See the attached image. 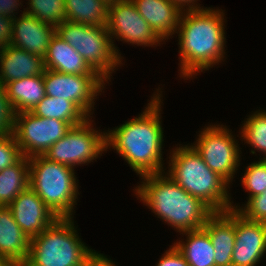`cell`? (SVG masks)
I'll use <instances>...</instances> for the list:
<instances>
[{
	"mask_svg": "<svg viewBox=\"0 0 266 266\" xmlns=\"http://www.w3.org/2000/svg\"><path fill=\"white\" fill-rule=\"evenodd\" d=\"M108 6L103 0H65L67 21L106 27Z\"/></svg>",
	"mask_w": 266,
	"mask_h": 266,
	"instance_id": "24",
	"label": "cell"
},
{
	"mask_svg": "<svg viewBox=\"0 0 266 266\" xmlns=\"http://www.w3.org/2000/svg\"><path fill=\"white\" fill-rule=\"evenodd\" d=\"M29 157L22 156L16 163L0 171V206H8L29 187Z\"/></svg>",
	"mask_w": 266,
	"mask_h": 266,
	"instance_id": "23",
	"label": "cell"
},
{
	"mask_svg": "<svg viewBox=\"0 0 266 266\" xmlns=\"http://www.w3.org/2000/svg\"><path fill=\"white\" fill-rule=\"evenodd\" d=\"M241 130L242 140L252 147L251 153L256 154L255 150H259L266 156V111L259 110L252 113L244 121Z\"/></svg>",
	"mask_w": 266,
	"mask_h": 266,
	"instance_id": "26",
	"label": "cell"
},
{
	"mask_svg": "<svg viewBox=\"0 0 266 266\" xmlns=\"http://www.w3.org/2000/svg\"><path fill=\"white\" fill-rule=\"evenodd\" d=\"M43 78L46 96L72 101L88 117L94 109L95 99L106 84L99 75L65 74L48 69H45Z\"/></svg>",
	"mask_w": 266,
	"mask_h": 266,
	"instance_id": "11",
	"label": "cell"
},
{
	"mask_svg": "<svg viewBox=\"0 0 266 266\" xmlns=\"http://www.w3.org/2000/svg\"><path fill=\"white\" fill-rule=\"evenodd\" d=\"M90 117L72 126L67 134L54 143L44 154L51 161L70 167L96 160L106 150V132L92 128Z\"/></svg>",
	"mask_w": 266,
	"mask_h": 266,
	"instance_id": "8",
	"label": "cell"
},
{
	"mask_svg": "<svg viewBox=\"0 0 266 266\" xmlns=\"http://www.w3.org/2000/svg\"><path fill=\"white\" fill-rule=\"evenodd\" d=\"M186 13V14H185ZM224 12L215 8L183 10L178 25L180 76L190 79L225 57Z\"/></svg>",
	"mask_w": 266,
	"mask_h": 266,
	"instance_id": "2",
	"label": "cell"
},
{
	"mask_svg": "<svg viewBox=\"0 0 266 266\" xmlns=\"http://www.w3.org/2000/svg\"><path fill=\"white\" fill-rule=\"evenodd\" d=\"M44 65L45 69L65 74L98 75L85 59L56 33L50 39Z\"/></svg>",
	"mask_w": 266,
	"mask_h": 266,
	"instance_id": "19",
	"label": "cell"
},
{
	"mask_svg": "<svg viewBox=\"0 0 266 266\" xmlns=\"http://www.w3.org/2000/svg\"><path fill=\"white\" fill-rule=\"evenodd\" d=\"M22 154L13 134L0 137V171L16 163Z\"/></svg>",
	"mask_w": 266,
	"mask_h": 266,
	"instance_id": "31",
	"label": "cell"
},
{
	"mask_svg": "<svg viewBox=\"0 0 266 266\" xmlns=\"http://www.w3.org/2000/svg\"><path fill=\"white\" fill-rule=\"evenodd\" d=\"M163 254L156 266H189L182 253L175 247L170 246Z\"/></svg>",
	"mask_w": 266,
	"mask_h": 266,
	"instance_id": "32",
	"label": "cell"
},
{
	"mask_svg": "<svg viewBox=\"0 0 266 266\" xmlns=\"http://www.w3.org/2000/svg\"><path fill=\"white\" fill-rule=\"evenodd\" d=\"M28 5L25 13L55 28L67 21L65 0H28Z\"/></svg>",
	"mask_w": 266,
	"mask_h": 266,
	"instance_id": "27",
	"label": "cell"
},
{
	"mask_svg": "<svg viewBox=\"0 0 266 266\" xmlns=\"http://www.w3.org/2000/svg\"><path fill=\"white\" fill-rule=\"evenodd\" d=\"M8 207L15 222L29 239L36 237L58 218L30 187L21 192Z\"/></svg>",
	"mask_w": 266,
	"mask_h": 266,
	"instance_id": "14",
	"label": "cell"
},
{
	"mask_svg": "<svg viewBox=\"0 0 266 266\" xmlns=\"http://www.w3.org/2000/svg\"><path fill=\"white\" fill-rule=\"evenodd\" d=\"M72 128L68 122L35 116L31 112L15 114L16 138L22 156L44 155Z\"/></svg>",
	"mask_w": 266,
	"mask_h": 266,
	"instance_id": "10",
	"label": "cell"
},
{
	"mask_svg": "<svg viewBox=\"0 0 266 266\" xmlns=\"http://www.w3.org/2000/svg\"><path fill=\"white\" fill-rule=\"evenodd\" d=\"M105 3H107L108 5L113 4L114 2L118 1V0H103Z\"/></svg>",
	"mask_w": 266,
	"mask_h": 266,
	"instance_id": "37",
	"label": "cell"
},
{
	"mask_svg": "<svg viewBox=\"0 0 266 266\" xmlns=\"http://www.w3.org/2000/svg\"><path fill=\"white\" fill-rule=\"evenodd\" d=\"M249 198L261 194L266 189V159H260L246 167L244 176L241 178Z\"/></svg>",
	"mask_w": 266,
	"mask_h": 266,
	"instance_id": "28",
	"label": "cell"
},
{
	"mask_svg": "<svg viewBox=\"0 0 266 266\" xmlns=\"http://www.w3.org/2000/svg\"><path fill=\"white\" fill-rule=\"evenodd\" d=\"M29 177V187L56 217L73 218L79 194L73 167L35 155L29 157Z\"/></svg>",
	"mask_w": 266,
	"mask_h": 266,
	"instance_id": "6",
	"label": "cell"
},
{
	"mask_svg": "<svg viewBox=\"0 0 266 266\" xmlns=\"http://www.w3.org/2000/svg\"><path fill=\"white\" fill-rule=\"evenodd\" d=\"M238 207L233 205L231 209L236 210L245 219L266 223V189L263 193L248 198L244 208L239 205Z\"/></svg>",
	"mask_w": 266,
	"mask_h": 266,
	"instance_id": "29",
	"label": "cell"
},
{
	"mask_svg": "<svg viewBox=\"0 0 266 266\" xmlns=\"http://www.w3.org/2000/svg\"><path fill=\"white\" fill-rule=\"evenodd\" d=\"M0 266H21V265L13 259L0 257Z\"/></svg>",
	"mask_w": 266,
	"mask_h": 266,
	"instance_id": "36",
	"label": "cell"
},
{
	"mask_svg": "<svg viewBox=\"0 0 266 266\" xmlns=\"http://www.w3.org/2000/svg\"><path fill=\"white\" fill-rule=\"evenodd\" d=\"M232 266H256L266 253V223L245 219L235 210Z\"/></svg>",
	"mask_w": 266,
	"mask_h": 266,
	"instance_id": "13",
	"label": "cell"
},
{
	"mask_svg": "<svg viewBox=\"0 0 266 266\" xmlns=\"http://www.w3.org/2000/svg\"><path fill=\"white\" fill-rule=\"evenodd\" d=\"M30 240L15 222L8 206H0V257L18 262L21 266L27 261Z\"/></svg>",
	"mask_w": 266,
	"mask_h": 266,
	"instance_id": "20",
	"label": "cell"
},
{
	"mask_svg": "<svg viewBox=\"0 0 266 266\" xmlns=\"http://www.w3.org/2000/svg\"><path fill=\"white\" fill-rule=\"evenodd\" d=\"M20 0H0V15L7 16L11 19H15L14 14L19 5H22ZM20 3V4H19Z\"/></svg>",
	"mask_w": 266,
	"mask_h": 266,
	"instance_id": "34",
	"label": "cell"
},
{
	"mask_svg": "<svg viewBox=\"0 0 266 266\" xmlns=\"http://www.w3.org/2000/svg\"><path fill=\"white\" fill-rule=\"evenodd\" d=\"M4 87L15 113L31 112L46 96L43 74L11 81Z\"/></svg>",
	"mask_w": 266,
	"mask_h": 266,
	"instance_id": "21",
	"label": "cell"
},
{
	"mask_svg": "<svg viewBox=\"0 0 266 266\" xmlns=\"http://www.w3.org/2000/svg\"><path fill=\"white\" fill-rule=\"evenodd\" d=\"M164 174L143 175L142 184L134 190L135 195L179 233L202 228L214 212Z\"/></svg>",
	"mask_w": 266,
	"mask_h": 266,
	"instance_id": "3",
	"label": "cell"
},
{
	"mask_svg": "<svg viewBox=\"0 0 266 266\" xmlns=\"http://www.w3.org/2000/svg\"><path fill=\"white\" fill-rule=\"evenodd\" d=\"M22 13L13 20L10 44L44 59L55 27L25 13V9Z\"/></svg>",
	"mask_w": 266,
	"mask_h": 266,
	"instance_id": "15",
	"label": "cell"
},
{
	"mask_svg": "<svg viewBox=\"0 0 266 266\" xmlns=\"http://www.w3.org/2000/svg\"><path fill=\"white\" fill-rule=\"evenodd\" d=\"M209 235L215 251V266H232L235 247V210L214 212L202 227Z\"/></svg>",
	"mask_w": 266,
	"mask_h": 266,
	"instance_id": "16",
	"label": "cell"
},
{
	"mask_svg": "<svg viewBox=\"0 0 266 266\" xmlns=\"http://www.w3.org/2000/svg\"><path fill=\"white\" fill-rule=\"evenodd\" d=\"M168 174L181 188L200 199L213 212H225L233 206L228 194L229 183L212 171L190 145L170 152Z\"/></svg>",
	"mask_w": 266,
	"mask_h": 266,
	"instance_id": "5",
	"label": "cell"
},
{
	"mask_svg": "<svg viewBox=\"0 0 266 266\" xmlns=\"http://www.w3.org/2000/svg\"><path fill=\"white\" fill-rule=\"evenodd\" d=\"M15 114L6 95L5 87L0 84V137L14 133Z\"/></svg>",
	"mask_w": 266,
	"mask_h": 266,
	"instance_id": "30",
	"label": "cell"
},
{
	"mask_svg": "<svg viewBox=\"0 0 266 266\" xmlns=\"http://www.w3.org/2000/svg\"><path fill=\"white\" fill-rule=\"evenodd\" d=\"M35 116L63 120L72 126L83 123L88 116L72 101L45 96L31 111Z\"/></svg>",
	"mask_w": 266,
	"mask_h": 266,
	"instance_id": "25",
	"label": "cell"
},
{
	"mask_svg": "<svg viewBox=\"0 0 266 266\" xmlns=\"http://www.w3.org/2000/svg\"><path fill=\"white\" fill-rule=\"evenodd\" d=\"M55 33L68 42L105 81L110 80L112 72L122 64L123 58L107 27L64 21L55 28Z\"/></svg>",
	"mask_w": 266,
	"mask_h": 266,
	"instance_id": "7",
	"label": "cell"
},
{
	"mask_svg": "<svg viewBox=\"0 0 266 266\" xmlns=\"http://www.w3.org/2000/svg\"><path fill=\"white\" fill-rule=\"evenodd\" d=\"M139 14L164 41L176 33L182 10L169 0H132Z\"/></svg>",
	"mask_w": 266,
	"mask_h": 266,
	"instance_id": "18",
	"label": "cell"
},
{
	"mask_svg": "<svg viewBox=\"0 0 266 266\" xmlns=\"http://www.w3.org/2000/svg\"><path fill=\"white\" fill-rule=\"evenodd\" d=\"M169 1L176 4L182 11L183 10L202 9V7H200V5L198 6V4L195 3V2H197L196 0H169ZM185 6H186V9H185Z\"/></svg>",
	"mask_w": 266,
	"mask_h": 266,
	"instance_id": "35",
	"label": "cell"
},
{
	"mask_svg": "<svg viewBox=\"0 0 266 266\" xmlns=\"http://www.w3.org/2000/svg\"><path fill=\"white\" fill-rule=\"evenodd\" d=\"M180 234L187 235L186 242L174 243L189 266H215V251L208 233L203 229L190 230Z\"/></svg>",
	"mask_w": 266,
	"mask_h": 266,
	"instance_id": "22",
	"label": "cell"
},
{
	"mask_svg": "<svg viewBox=\"0 0 266 266\" xmlns=\"http://www.w3.org/2000/svg\"><path fill=\"white\" fill-rule=\"evenodd\" d=\"M13 32V19L0 15V50L10 44Z\"/></svg>",
	"mask_w": 266,
	"mask_h": 266,
	"instance_id": "33",
	"label": "cell"
},
{
	"mask_svg": "<svg viewBox=\"0 0 266 266\" xmlns=\"http://www.w3.org/2000/svg\"><path fill=\"white\" fill-rule=\"evenodd\" d=\"M151 98L138 117L106 132V149L112 147L141 177L165 172L163 170V128L161 123V94ZM162 159V160H161Z\"/></svg>",
	"mask_w": 266,
	"mask_h": 266,
	"instance_id": "1",
	"label": "cell"
},
{
	"mask_svg": "<svg viewBox=\"0 0 266 266\" xmlns=\"http://www.w3.org/2000/svg\"><path fill=\"white\" fill-rule=\"evenodd\" d=\"M107 30L114 37L138 46H157L162 39L137 11L132 0H118L108 6Z\"/></svg>",
	"mask_w": 266,
	"mask_h": 266,
	"instance_id": "12",
	"label": "cell"
},
{
	"mask_svg": "<svg viewBox=\"0 0 266 266\" xmlns=\"http://www.w3.org/2000/svg\"><path fill=\"white\" fill-rule=\"evenodd\" d=\"M44 59L26 50L6 45L0 50V84L44 74Z\"/></svg>",
	"mask_w": 266,
	"mask_h": 266,
	"instance_id": "17",
	"label": "cell"
},
{
	"mask_svg": "<svg viewBox=\"0 0 266 266\" xmlns=\"http://www.w3.org/2000/svg\"><path fill=\"white\" fill-rule=\"evenodd\" d=\"M229 130L222 124H210L200 131L196 143L191 146L212 171L231 183L240 165L241 151Z\"/></svg>",
	"mask_w": 266,
	"mask_h": 266,
	"instance_id": "9",
	"label": "cell"
},
{
	"mask_svg": "<svg viewBox=\"0 0 266 266\" xmlns=\"http://www.w3.org/2000/svg\"><path fill=\"white\" fill-rule=\"evenodd\" d=\"M72 218H57L30 240L22 266H116L104 254L88 248L79 238Z\"/></svg>",
	"mask_w": 266,
	"mask_h": 266,
	"instance_id": "4",
	"label": "cell"
}]
</instances>
